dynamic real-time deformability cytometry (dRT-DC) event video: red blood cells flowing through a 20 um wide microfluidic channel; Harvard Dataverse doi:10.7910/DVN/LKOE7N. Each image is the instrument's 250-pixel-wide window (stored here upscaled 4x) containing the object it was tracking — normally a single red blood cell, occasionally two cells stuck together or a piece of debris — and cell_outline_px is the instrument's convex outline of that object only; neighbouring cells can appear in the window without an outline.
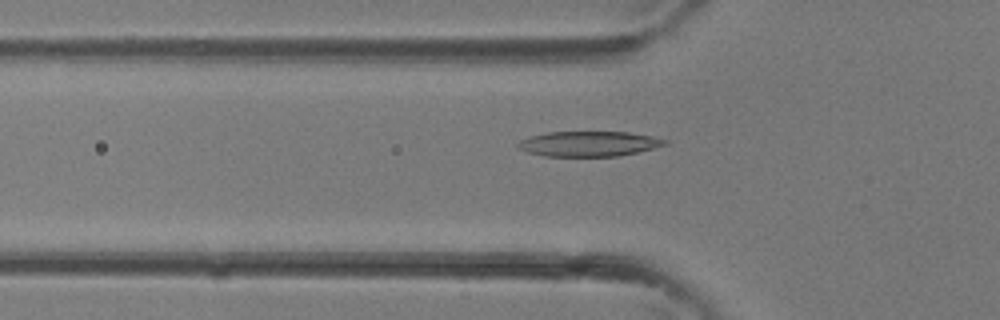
{"species": "common noctule bat (a hibernating species)", "species_latin": "Nyctalus noctula", "temperature_condition": "room temperature", "stored_images_in_passage": 18, "camera_frame_rate_fps": 3000, "um_per_image_px": 0.085, "animal": {"sex": "female"}, "frame": {"image": 1, "passage_image": 5, "time_ms": 1.333, "image_size_px": [1000, 320], "cell_outline_px": [[668, 144], [620, 156], [544, 156], [528, 152], [520, 148], [516, 144], [520, 140], [528, 136], [548, 132], [628, 132], [652, 136], [668, 140]], "centroid_in_image_um": [50.04, 12.22], "position_along_channel_um": 75.8, "area_um2": 21.44}}
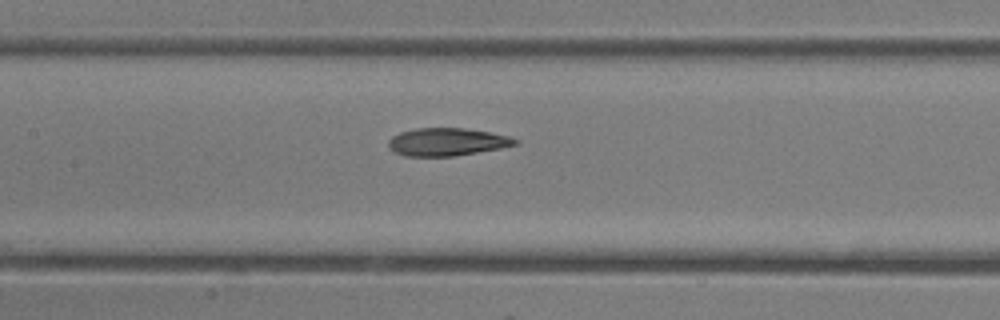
{"frame": {"image": 2, "passage_image": 10, "time_ms": 3.0, "image_size_px": [1000, 320], "cell_outline_px": [[520, 144], [500, 148], [452, 156], [404, 156], [388, 148], [388, 140], [392, 136], [400, 132], [416, 128], [464, 128], [488, 132], [508, 136], [520, 140]], "centroid_in_image_um": [37.98, 12.06], "position_along_channel_um": 169.4, "area_um2": 20.46}}
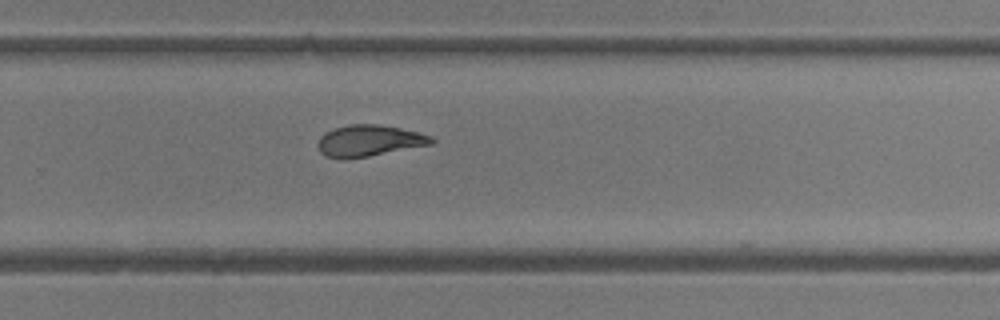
{"frame": {"image": 3, "passage_image": 17, "time_ms": 5.333, "image_size_px": [1000, 320], "cell_outline_px": [[436, 140], [432, 144], [368, 156], [344, 160], [324, 156], [320, 152], [316, 144], [320, 136], [324, 132], [332, 128], [348, 124], [380, 124], [420, 132], [432, 136]], "centroid_in_image_um": [31.33, 11.96], "position_along_channel_um": 298.5, "area_um2": 21.15}}